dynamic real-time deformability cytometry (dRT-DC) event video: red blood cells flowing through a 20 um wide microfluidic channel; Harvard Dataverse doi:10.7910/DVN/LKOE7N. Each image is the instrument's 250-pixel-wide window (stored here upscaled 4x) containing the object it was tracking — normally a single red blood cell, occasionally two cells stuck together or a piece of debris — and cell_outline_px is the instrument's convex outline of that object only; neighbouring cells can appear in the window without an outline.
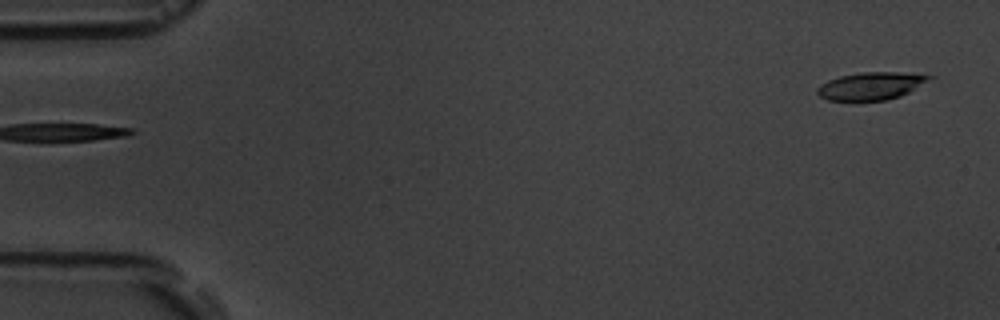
{"species": "common noctule bat (a hibernating species)", "species_latin": "Nyctalus noctula", "temperature_condition": "room temperature", "stored_images_in_passage": 2, "camera_frame_rate_fps": 3000, "um_per_image_px": 0.085, "animal": {"sex": "male", "body_mass_g": 19.5, "forearm_length_mm": 54.6}, "frame": {"image": 1, "passage_image": 2, "time_ms": 1.0, "image_size_px": [1000, 320], "cell_outline_px": [[936, 76], [908, 92], [900, 96], [888, 100], [828, 100], [820, 96], [816, 92], [816, 88], [820, 84], [828, 80], [840, 76], [860, 72], [916, 72]], "centroid_in_image_um": [74.06, 7.28], "position_along_channel_um": 10.9, "area_um2": 18.15}}